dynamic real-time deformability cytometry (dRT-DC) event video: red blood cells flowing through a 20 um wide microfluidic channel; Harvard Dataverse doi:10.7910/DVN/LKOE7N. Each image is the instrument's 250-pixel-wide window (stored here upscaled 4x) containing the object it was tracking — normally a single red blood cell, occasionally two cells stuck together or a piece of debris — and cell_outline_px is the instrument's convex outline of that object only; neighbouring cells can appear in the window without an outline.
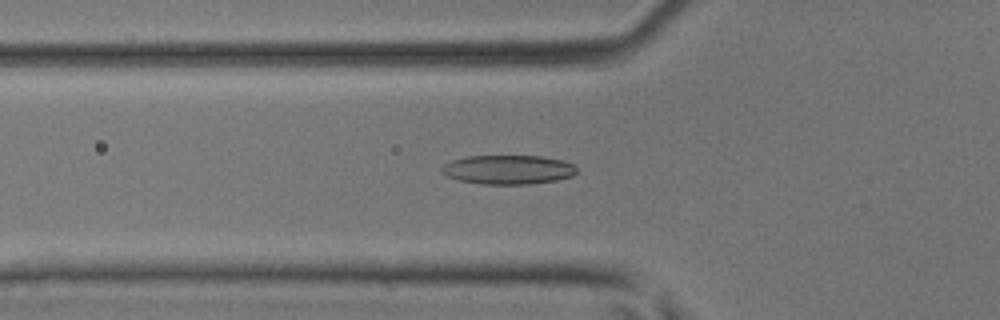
{"species": "common noctule bat (a hibernating species)", "species_latin": "Nyctalus noctula", "temperature_condition": "room temperature", "stored_images_in_passage": 39, "camera_frame_rate_fps": 3000, "um_per_image_px": 0.085, "animal": {"sex": "male", "body_mass_g": 17.9, "forearm_length_mm": 54.2}, "frame": {"image": 1, "passage_image": 8, "time_ms": 2.333, "image_size_px": [1000, 320], "cell_outline_px": [[576, 172], [572, 176], [556, 180], [528, 184], [480, 184], [460, 180], [448, 176], [440, 168], [444, 164], [452, 160], [468, 156], [544, 156], [560, 160], [572, 164], [576, 168]], "centroid_in_image_um": [43.19, 14.41], "position_along_channel_um": 82.6, "area_um2": 22.72}}
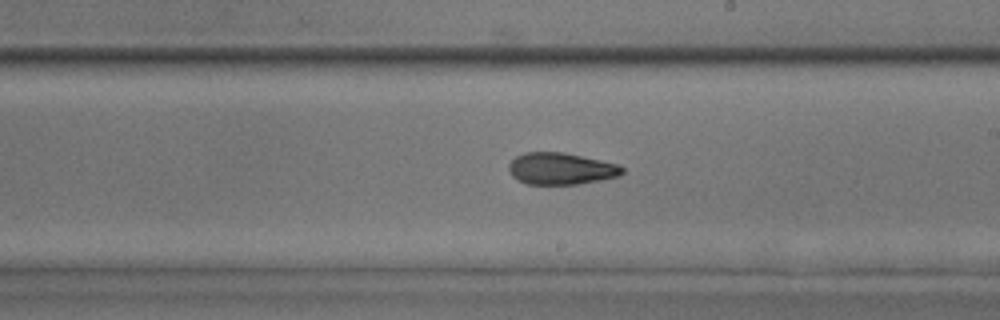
{"frame": {"image": 2, "passage_image": 19, "time_ms": 6.0, "image_size_px": [1000, 320], "cell_outline_px": [[624, 172], [620, 176], [600, 180], [576, 184], [528, 184], [516, 180], [512, 176], [508, 168], [508, 164], [516, 156], [524, 152], [564, 152], [620, 164], [624, 168]], "centroid_in_image_um": [47.69, 14.33], "position_along_channel_um": 241.3, "area_um2": 21.21}}
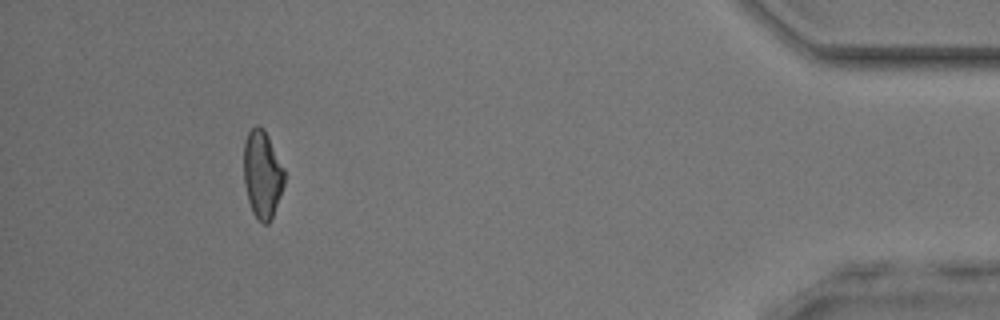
{"frame": {"image": 3, "passage_image": 35, "time_ms": 11.333, "image_size_px": [1000, 320], "cell_outline_px": [[284, 184], [280, 196], [272, 216], [268, 224], [264, 224], [252, 212], [248, 200], [244, 180], [244, 144], [248, 132], [256, 124], [264, 128], [284, 168]], "centroid_in_image_um": [22.29, 14.79], "position_along_channel_um": 412.9, "area_um2": 20.52}}